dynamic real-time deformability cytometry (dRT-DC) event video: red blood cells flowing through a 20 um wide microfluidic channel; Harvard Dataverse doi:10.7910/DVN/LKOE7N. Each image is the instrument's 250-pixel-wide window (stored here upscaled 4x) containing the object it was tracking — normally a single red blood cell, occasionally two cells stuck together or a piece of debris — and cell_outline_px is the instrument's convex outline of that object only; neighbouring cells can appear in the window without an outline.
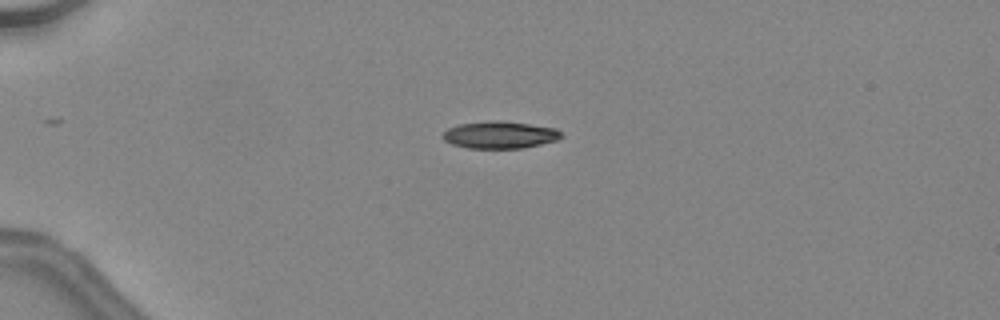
{"species": "common noctule bat (a hibernating species)", "species_latin": "Nyctalus noctula", "temperature_condition": "warm", "stored_images_in_passage": 48, "camera_frame_rate_fps": 3000, "um_per_image_px": 0.085, "animal": {"sex": "female", "body_mass_g": 24.6, "forearm_length_mm": 56.2}, "frame": {"image": 1, "passage_image": 14, "time_ms": 4.333, "image_size_px": [1000, 320], "cell_outline_px": [[564, 136], [556, 140], [524, 148], [468, 148], [452, 144], [444, 140], [440, 136], [448, 128], [460, 124], [488, 120], [500, 120], [556, 128]], "centroid_in_image_um": [42.46, 11.46], "position_along_channel_um": 42.5, "area_um2": 18.79}, "authors_computed_cell_mechanics": {"area_um2": 19.3341, "velocity_mm_per_s": 4.5436, "shape_relaxation_time_tau1_ms": 7.1527, "shape_relaxation_time_tau2_ms": null, "deformation_change_tau1": 0.2112, "deformation_change_tau2": null}}